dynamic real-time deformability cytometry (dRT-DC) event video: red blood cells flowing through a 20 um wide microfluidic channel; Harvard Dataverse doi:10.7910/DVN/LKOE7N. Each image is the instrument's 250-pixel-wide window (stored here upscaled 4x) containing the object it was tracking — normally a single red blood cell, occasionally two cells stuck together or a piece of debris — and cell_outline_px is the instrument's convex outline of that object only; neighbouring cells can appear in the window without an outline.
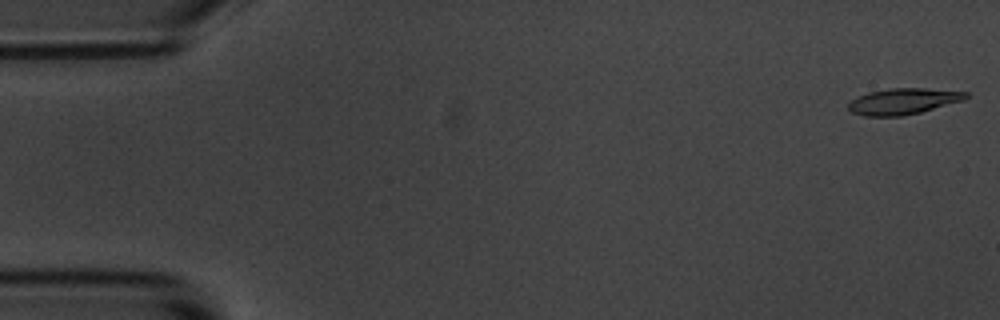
{"species": "common noctule bat (a hibernating species)", "species_latin": "Nyctalus noctula", "temperature_condition": "room temperature", "stored_images_in_passage": 54, "camera_frame_rate_fps": 3000, "um_per_image_px": 0.085, "animal": {"sex": "male", "body_mass_g": 20.1, "forearm_length_mm": 53.5}, "frame": {"image": 1, "passage_image": 1, "time_ms": 0.0, "image_size_px": [1000, 320], "cell_outline_px": [[968, 96], [964, 100], [920, 112], [900, 116], [864, 116], [852, 112], [848, 108], [848, 104], [856, 96], [868, 92], [892, 88], [924, 88], [968, 92]], "centroid_in_image_um": [76.75, 8.61], "position_along_channel_um": 8.2, "area_um2": 17.74}}
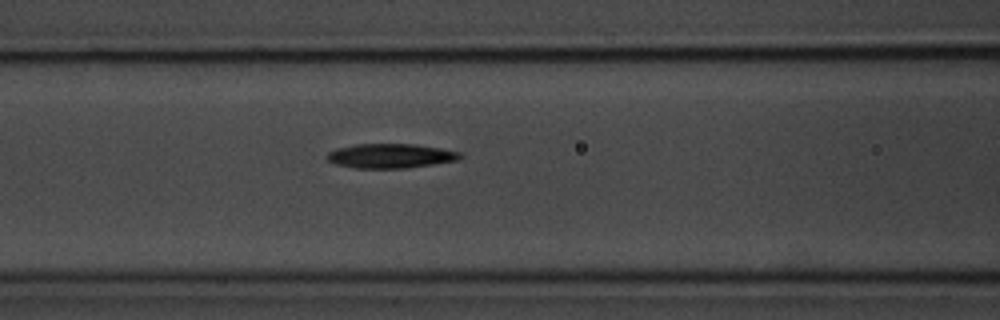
{"frame": {"image": 2, "passage_image": 22, "time_ms": 7.0, "image_size_px": [1000, 320], "cell_outline_px": [[464, 156], [456, 160], [408, 168], [356, 168], [336, 164], [328, 160], [324, 156], [328, 152], [336, 148], [356, 144], [412, 144], [440, 148], [460, 152]], "centroid_in_image_um": [33.16, 13.25], "position_along_channel_um": 133.4, "area_um2": 18.9}}
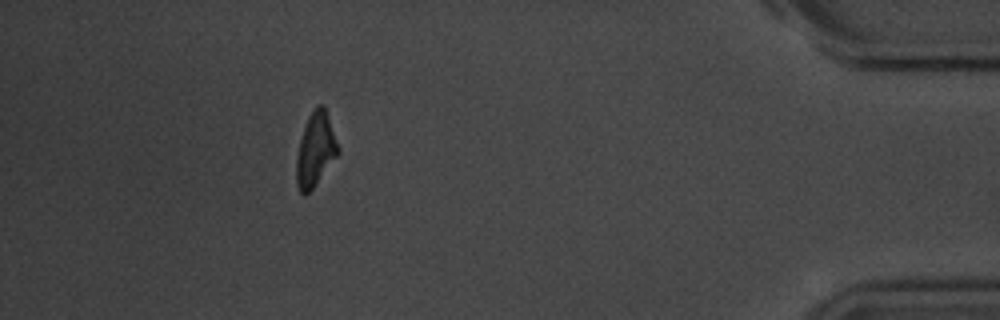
{"frame": {"image": 3, "passage_image": 49, "time_ms": 16.0, "image_size_px": [1000, 320], "cell_outline_px": [[340, 152], [312, 188], [304, 196], [300, 192], [296, 184], [296, 156], [300, 140], [308, 116], [316, 104], [324, 104], [340, 148]], "centroid_in_image_um": [26.82, 12.68], "position_along_channel_um": 408.4, "area_um2": 17.92}, "authors_computed_cell_mechanics": {"area_um2": 18.3515, "velocity_mm_per_s": 3.6682, "shape_relaxation_time_tau1_ms": 4.0987, "shape_relaxation_time_tau2_ms": 7.7536, "deformation_change_tau1": 0.1777, "deformation_change_tau2": 0.197}}